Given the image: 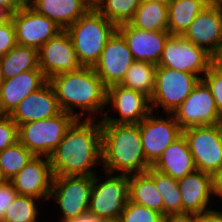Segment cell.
Masks as SVG:
<instances>
[{
	"label": "cell",
	"instance_id": "obj_16",
	"mask_svg": "<svg viewBox=\"0 0 222 222\" xmlns=\"http://www.w3.org/2000/svg\"><path fill=\"white\" fill-rule=\"evenodd\" d=\"M134 61L125 39L116 30L108 39L93 68L108 88L123 81L127 70Z\"/></svg>",
	"mask_w": 222,
	"mask_h": 222
},
{
	"label": "cell",
	"instance_id": "obj_22",
	"mask_svg": "<svg viewBox=\"0 0 222 222\" xmlns=\"http://www.w3.org/2000/svg\"><path fill=\"white\" fill-rule=\"evenodd\" d=\"M47 78L42 70L24 71L0 86V115H10L19 103L32 92L40 89Z\"/></svg>",
	"mask_w": 222,
	"mask_h": 222
},
{
	"label": "cell",
	"instance_id": "obj_14",
	"mask_svg": "<svg viewBox=\"0 0 222 222\" xmlns=\"http://www.w3.org/2000/svg\"><path fill=\"white\" fill-rule=\"evenodd\" d=\"M15 26L17 45L39 49L62 29L48 17L39 14L28 4L9 15Z\"/></svg>",
	"mask_w": 222,
	"mask_h": 222
},
{
	"label": "cell",
	"instance_id": "obj_28",
	"mask_svg": "<svg viewBox=\"0 0 222 222\" xmlns=\"http://www.w3.org/2000/svg\"><path fill=\"white\" fill-rule=\"evenodd\" d=\"M130 23L147 31L167 30L168 6L159 2H141Z\"/></svg>",
	"mask_w": 222,
	"mask_h": 222
},
{
	"label": "cell",
	"instance_id": "obj_25",
	"mask_svg": "<svg viewBox=\"0 0 222 222\" xmlns=\"http://www.w3.org/2000/svg\"><path fill=\"white\" fill-rule=\"evenodd\" d=\"M129 200L153 209L164 216L162 196L157 190L154 180L146 172L129 175Z\"/></svg>",
	"mask_w": 222,
	"mask_h": 222
},
{
	"label": "cell",
	"instance_id": "obj_7",
	"mask_svg": "<svg viewBox=\"0 0 222 222\" xmlns=\"http://www.w3.org/2000/svg\"><path fill=\"white\" fill-rule=\"evenodd\" d=\"M199 81L200 78L191 72L157 65L155 90L150 98L151 110L158 113H174Z\"/></svg>",
	"mask_w": 222,
	"mask_h": 222
},
{
	"label": "cell",
	"instance_id": "obj_13",
	"mask_svg": "<svg viewBox=\"0 0 222 222\" xmlns=\"http://www.w3.org/2000/svg\"><path fill=\"white\" fill-rule=\"evenodd\" d=\"M158 66L191 72L202 79L210 69V53L183 36L171 35L165 43Z\"/></svg>",
	"mask_w": 222,
	"mask_h": 222
},
{
	"label": "cell",
	"instance_id": "obj_33",
	"mask_svg": "<svg viewBox=\"0 0 222 222\" xmlns=\"http://www.w3.org/2000/svg\"><path fill=\"white\" fill-rule=\"evenodd\" d=\"M140 3L141 0H101L96 9L118 26L134 18Z\"/></svg>",
	"mask_w": 222,
	"mask_h": 222
},
{
	"label": "cell",
	"instance_id": "obj_38",
	"mask_svg": "<svg viewBox=\"0 0 222 222\" xmlns=\"http://www.w3.org/2000/svg\"><path fill=\"white\" fill-rule=\"evenodd\" d=\"M16 195L17 191L10 181H4L0 185V221L4 217L7 208L12 204Z\"/></svg>",
	"mask_w": 222,
	"mask_h": 222
},
{
	"label": "cell",
	"instance_id": "obj_39",
	"mask_svg": "<svg viewBox=\"0 0 222 222\" xmlns=\"http://www.w3.org/2000/svg\"><path fill=\"white\" fill-rule=\"evenodd\" d=\"M212 187H213V200H214V205H215L214 207L220 208L221 206L222 208V169H220L219 171L215 172L212 175ZM215 200H216V203H215Z\"/></svg>",
	"mask_w": 222,
	"mask_h": 222
},
{
	"label": "cell",
	"instance_id": "obj_52",
	"mask_svg": "<svg viewBox=\"0 0 222 222\" xmlns=\"http://www.w3.org/2000/svg\"><path fill=\"white\" fill-rule=\"evenodd\" d=\"M5 180L2 178L1 174H0V185L4 182Z\"/></svg>",
	"mask_w": 222,
	"mask_h": 222
},
{
	"label": "cell",
	"instance_id": "obj_12",
	"mask_svg": "<svg viewBox=\"0 0 222 222\" xmlns=\"http://www.w3.org/2000/svg\"><path fill=\"white\" fill-rule=\"evenodd\" d=\"M173 115L182 130L222 123L212 92L203 79H200Z\"/></svg>",
	"mask_w": 222,
	"mask_h": 222
},
{
	"label": "cell",
	"instance_id": "obj_23",
	"mask_svg": "<svg viewBox=\"0 0 222 222\" xmlns=\"http://www.w3.org/2000/svg\"><path fill=\"white\" fill-rule=\"evenodd\" d=\"M151 167L177 180L194 172L196 167L184 135L169 145Z\"/></svg>",
	"mask_w": 222,
	"mask_h": 222
},
{
	"label": "cell",
	"instance_id": "obj_20",
	"mask_svg": "<svg viewBox=\"0 0 222 222\" xmlns=\"http://www.w3.org/2000/svg\"><path fill=\"white\" fill-rule=\"evenodd\" d=\"M177 183L182 198V213L202 214L215 208L213 207L211 174L195 170L185 177L178 179Z\"/></svg>",
	"mask_w": 222,
	"mask_h": 222
},
{
	"label": "cell",
	"instance_id": "obj_27",
	"mask_svg": "<svg viewBox=\"0 0 222 222\" xmlns=\"http://www.w3.org/2000/svg\"><path fill=\"white\" fill-rule=\"evenodd\" d=\"M4 79H10L24 71L39 68L38 49L16 45L1 58Z\"/></svg>",
	"mask_w": 222,
	"mask_h": 222
},
{
	"label": "cell",
	"instance_id": "obj_47",
	"mask_svg": "<svg viewBox=\"0 0 222 222\" xmlns=\"http://www.w3.org/2000/svg\"><path fill=\"white\" fill-rule=\"evenodd\" d=\"M172 0H141V2H159V3H163L165 5H169V3L171 2Z\"/></svg>",
	"mask_w": 222,
	"mask_h": 222
},
{
	"label": "cell",
	"instance_id": "obj_37",
	"mask_svg": "<svg viewBox=\"0 0 222 222\" xmlns=\"http://www.w3.org/2000/svg\"><path fill=\"white\" fill-rule=\"evenodd\" d=\"M202 79L209 86L215 99L218 112L222 118V76L215 74L211 69H209Z\"/></svg>",
	"mask_w": 222,
	"mask_h": 222
},
{
	"label": "cell",
	"instance_id": "obj_31",
	"mask_svg": "<svg viewBox=\"0 0 222 222\" xmlns=\"http://www.w3.org/2000/svg\"><path fill=\"white\" fill-rule=\"evenodd\" d=\"M39 204H38V203ZM42 204H41V203ZM44 204V201L40 199L25 196V195H16L12 204L7 208L4 217L2 218L3 222H39L43 221L41 218L40 209ZM39 206V207H38ZM41 218V219H40Z\"/></svg>",
	"mask_w": 222,
	"mask_h": 222
},
{
	"label": "cell",
	"instance_id": "obj_4",
	"mask_svg": "<svg viewBox=\"0 0 222 222\" xmlns=\"http://www.w3.org/2000/svg\"><path fill=\"white\" fill-rule=\"evenodd\" d=\"M117 26L97 9H89L65 31L70 36L77 59L83 67H94Z\"/></svg>",
	"mask_w": 222,
	"mask_h": 222
},
{
	"label": "cell",
	"instance_id": "obj_49",
	"mask_svg": "<svg viewBox=\"0 0 222 222\" xmlns=\"http://www.w3.org/2000/svg\"><path fill=\"white\" fill-rule=\"evenodd\" d=\"M4 74H3V70H2V64L0 61V86L2 85L3 81H4Z\"/></svg>",
	"mask_w": 222,
	"mask_h": 222
},
{
	"label": "cell",
	"instance_id": "obj_9",
	"mask_svg": "<svg viewBox=\"0 0 222 222\" xmlns=\"http://www.w3.org/2000/svg\"><path fill=\"white\" fill-rule=\"evenodd\" d=\"M196 170L213 175L222 169V123L182 130Z\"/></svg>",
	"mask_w": 222,
	"mask_h": 222
},
{
	"label": "cell",
	"instance_id": "obj_51",
	"mask_svg": "<svg viewBox=\"0 0 222 222\" xmlns=\"http://www.w3.org/2000/svg\"><path fill=\"white\" fill-rule=\"evenodd\" d=\"M203 2L206 6H210V0H200Z\"/></svg>",
	"mask_w": 222,
	"mask_h": 222
},
{
	"label": "cell",
	"instance_id": "obj_35",
	"mask_svg": "<svg viewBox=\"0 0 222 222\" xmlns=\"http://www.w3.org/2000/svg\"><path fill=\"white\" fill-rule=\"evenodd\" d=\"M16 142H18V125L8 115H0V152Z\"/></svg>",
	"mask_w": 222,
	"mask_h": 222
},
{
	"label": "cell",
	"instance_id": "obj_45",
	"mask_svg": "<svg viewBox=\"0 0 222 222\" xmlns=\"http://www.w3.org/2000/svg\"><path fill=\"white\" fill-rule=\"evenodd\" d=\"M81 1H83L90 9H96L101 2V0H81Z\"/></svg>",
	"mask_w": 222,
	"mask_h": 222
},
{
	"label": "cell",
	"instance_id": "obj_21",
	"mask_svg": "<svg viewBox=\"0 0 222 222\" xmlns=\"http://www.w3.org/2000/svg\"><path fill=\"white\" fill-rule=\"evenodd\" d=\"M62 112L52 85L47 81L25 97L9 117L19 126L23 123L54 117Z\"/></svg>",
	"mask_w": 222,
	"mask_h": 222
},
{
	"label": "cell",
	"instance_id": "obj_18",
	"mask_svg": "<svg viewBox=\"0 0 222 222\" xmlns=\"http://www.w3.org/2000/svg\"><path fill=\"white\" fill-rule=\"evenodd\" d=\"M135 61L158 65L165 43L171 34L168 30L147 31L134 27L130 22L117 26Z\"/></svg>",
	"mask_w": 222,
	"mask_h": 222
},
{
	"label": "cell",
	"instance_id": "obj_40",
	"mask_svg": "<svg viewBox=\"0 0 222 222\" xmlns=\"http://www.w3.org/2000/svg\"><path fill=\"white\" fill-rule=\"evenodd\" d=\"M163 222H199V214L194 213H176L167 214Z\"/></svg>",
	"mask_w": 222,
	"mask_h": 222
},
{
	"label": "cell",
	"instance_id": "obj_36",
	"mask_svg": "<svg viewBox=\"0 0 222 222\" xmlns=\"http://www.w3.org/2000/svg\"><path fill=\"white\" fill-rule=\"evenodd\" d=\"M17 45L15 26L9 16L0 23V60L12 48Z\"/></svg>",
	"mask_w": 222,
	"mask_h": 222
},
{
	"label": "cell",
	"instance_id": "obj_8",
	"mask_svg": "<svg viewBox=\"0 0 222 222\" xmlns=\"http://www.w3.org/2000/svg\"><path fill=\"white\" fill-rule=\"evenodd\" d=\"M93 176H57L53 184L49 203L58 206V221L71 222L89 209ZM55 200V201H54ZM56 203V204H55ZM58 204V205H57Z\"/></svg>",
	"mask_w": 222,
	"mask_h": 222
},
{
	"label": "cell",
	"instance_id": "obj_17",
	"mask_svg": "<svg viewBox=\"0 0 222 222\" xmlns=\"http://www.w3.org/2000/svg\"><path fill=\"white\" fill-rule=\"evenodd\" d=\"M53 178L49 157L34 156L10 182L18 195L31 196L46 203L49 202Z\"/></svg>",
	"mask_w": 222,
	"mask_h": 222
},
{
	"label": "cell",
	"instance_id": "obj_41",
	"mask_svg": "<svg viewBox=\"0 0 222 222\" xmlns=\"http://www.w3.org/2000/svg\"><path fill=\"white\" fill-rule=\"evenodd\" d=\"M27 4V0H0V7L9 15L15 13Z\"/></svg>",
	"mask_w": 222,
	"mask_h": 222
},
{
	"label": "cell",
	"instance_id": "obj_1",
	"mask_svg": "<svg viewBox=\"0 0 222 222\" xmlns=\"http://www.w3.org/2000/svg\"><path fill=\"white\" fill-rule=\"evenodd\" d=\"M49 159L54 177L99 173L98 167L102 166L101 120L77 119Z\"/></svg>",
	"mask_w": 222,
	"mask_h": 222
},
{
	"label": "cell",
	"instance_id": "obj_5",
	"mask_svg": "<svg viewBox=\"0 0 222 222\" xmlns=\"http://www.w3.org/2000/svg\"><path fill=\"white\" fill-rule=\"evenodd\" d=\"M77 119L62 111L48 119L23 123L18 126V141L35 156L49 157Z\"/></svg>",
	"mask_w": 222,
	"mask_h": 222
},
{
	"label": "cell",
	"instance_id": "obj_29",
	"mask_svg": "<svg viewBox=\"0 0 222 222\" xmlns=\"http://www.w3.org/2000/svg\"><path fill=\"white\" fill-rule=\"evenodd\" d=\"M156 67L157 65L150 62L134 61L120 84L140 92L150 99L155 90Z\"/></svg>",
	"mask_w": 222,
	"mask_h": 222
},
{
	"label": "cell",
	"instance_id": "obj_10",
	"mask_svg": "<svg viewBox=\"0 0 222 222\" xmlns=\"http://www.w3.org/2000/svg\"><path fill=\"white\" fill-rule=\"evenodd\" d=\"M106 107L101 123L139 124L152 111L147 96L121 84L107 88Z\"/></svg>",
	"mask_w": 222,
	"mask_h": 222
},
{
	"label": "cell",
	"instance_id": "obj_15",
	"mask_svg": "<svg viewBox=\"0 0 222 222\" xmlns=\"http://www.w3.org/2000/svg\"><path fill=\"white\" fill-rule=\"evenodd\" d=\"M39 68L50 78L81 68L70 36L65 30L50 38L38 49Z\"/></svg>",
	"mask_w": 222,
	"mask_h": 222
},
{
	"label": "cell",
	"instance_id": "obj_42",
	"mask_svg": "<svg viewBox=\"0 0 222 222\" xmlns=\"http://www.w3.org/2000/svg\"><path fill=\"white\" fill-rule=\"evenodd\" d=\"M210 69L222 76V47L210 54Z\"/></svg>",
	"mask_w": 222,
	"mask_h": 222
},
{
	"label": "cell",
	"instance_id": "obj_11",
	"mask_svg": "<svg viewBox=\"0 0 222 222\" xmlns=\"http://www.w3.org/2000/svg\"><path fill=\"white\" fill-rule=\"evenodd\" d=\"M139 129L144 154L151 165L159 159L169 145L182 135V129L176 122L173 113L151 111L139 123Z\"/></svg>",
	"mask_w": 222,
	"mask_h": 222
},
{
	"label": "cell",
	"instance_id": "obj_24",
	"mask_svg": "<svg viewBox=\"0 0 222 222\" xmlns=\"http://www.w3.org/2000/svg\"><path fill=\"white\" fill-rule=\"evenodd\" d=\"M27 4L53 20L62 30H66L90 9L81 0H27Z\"/></svg>",
	"mask_w": 222,
	"mask_h": 222
},
{
	"label": "cell",
	"instance_id": "obj_26",
	"mask_svg": "<svg viewBox=\"0 0 222 222\" xmlns=\"http://www.w3.org/2000/svg\"><path fill=\"white\" fill-rule=\"evenodd\" d=\"M205 6L200 0H172L168 5V32L182 36Z\"/></svg>",
	"mask_w": 222,
	"mask_h": 222
},
{
	"label": "cell",
	"instance_id": "obj_6",
	"mask_svg": "<svg viewBox=\"0 0 222 222\" xmlns=\"http://www.w3.org/2000/svg\"><path fill=\"white\" fill-rule=\"evenodd\" d=\"M101 173L105 177L93 176L88 211L102 220L118 219L129 200V175Z\"/></svg>",
	"mask_w": 222,
	"mask_h": 222
},
{
	"label": "cell",
	"instance_id": "obj_48",
	"mask_svg": "<svg viewBox=\"0 0 222 222\" xmlns=\"http://www.w3.org/2000/svg\"><path fill=\"white\" fill-rule=\"evenodd\" d=\"M210 6L222 7V0H210Z\"/></svg>",
	"mask_w": 222,
	"mask_h": 222
},
{
	"label": "cell",
	"instance_id": "obj_3",
	"mask_svg": "<svg viewBox=\"0 0 222 222\" xmlns=\"http://www.w3.org/2000/svg\"><path fill=\"white\" fill-rule=\"evenodd\" d=\"M101 127L100 171L130 175L144 173L152 166L144 154L139 124L101 123Z\"/></svg>",
	"mask_w": 222,
	"mask_h": 222
},
{
	"label": "cell",
	"instance_id": "obj_19",
	"mask_svg": "<svg viewBox=\"0 0 222 222\" xmlns=\"http://www.w3.org/2000/svg\"><path fill=\"white\" fill-rule=\"evenodd\" d=\"M210 54L222 47V7L205 6L182 35Z\"/></svg>",
	"mask_w": 222,
	"mask_h": 222
},
{
	"label": "cell",
	"instance_id": "obj_32",
	"mask_svg": "<svg viewBox=\"0 0 222 222\" xmlns=\"http://www.w3.org/2000/svg\"><path fill=\"white\" fill-rule=\"evenodd\" d=\"M30 152L19 141L0 152V174L5 181H11L33 158Z\"/></svg>",
	"mask_w": 222,
	"mask_h": 222
},
{
	"label": "cell",
	"instance_id": "obj_2",
	"mask_svg": "<svg viewBox=\"0 0 222 222\" xmlns=\"http://www.w3.org/2000/svg\"><path fill=\"white\" fill-rule=\"evenodd\" d=\"M48 82L62 111L78 119L103 118L107 108V87L93 67L82 66L78 70L56 75Z\"/></svg>",
	"mask_w": 222,
	"mask_h": 222
},
{
	"label": "cell",
	"instance_id": "obj_34",
	"mask_svg": "<svg viewBox=\"0 0 222 222\" xmlns=\"http://www.w3.org/2000/svg\"><path fill=\"white\" fill-rule=\"evenodd\" d=\"M163 218L159 212L128 200L119 219L121 222H163Z\"/></svg>",
	"mask_w": 222,
	"mask_h": 222
},
{
	"label": "cell",
	"instance_id": "obj_43",
	"mask_svg": "<svg viewBox=\"0 0 222 222\" xmlns=\"http://www.w3.org/2000/svg\"><path fill=\"white\" fill-rule=\"evenodd\" d=\"M199 222H222L221 208H212L202 214H199Z\"/></svg>",
	"mask_w": 222,
	"mask_h": 222
},
{
	"label": "cell",
	"instance_id": "obj_44",
	"mask_svg": "<svg viewBox=\"0 0 222 222\" xmlns=\"http://www.w3.org/2000/svg\"><path fill=\"white\" fill-rule=\"evenodd\" d=\"M71 222H102V219L98 218L95 214L87 211L78 216L76 219L72 220Z\"/></svg>",
	"mask_w": 222,
	"mask_h": 222
},
{
	"label": "cell",
	"instance_id": "obj_50",
	"mask_svg": "<svg viewBox=\"0 0 222 222\" xmlns=\"http://www.w3.org/2000/svg\"><path fill=\"white\" fill-rule=\"evenodd\" d=\"M102 222H121L120 219H108V220H102Z\"/></svg>",
	"mask_w": 222,
	"mask_h": 222
},
{
	"label": "cell",
	"instance_id": "obj_46",
	"mask_svg": "<svg viewBox=\"0 0 222 222\" xmlns=\"http://www.w3.org/2000/svg\"><path fill=\"white\" fill-rule=\"evenodd\" d=\"M9 17V14L0 7V23Z\"/></svg>",
	"mask_w": 222,
	"mask_h": 222
},
{
	"label": "cell",
	"instance_id": "obj_30",
	"mask_svg": "<svg viewBox=\"0 0 222 222\" xmlns=\"http://www.w3.org/2000/svg\"><path fill=\"white\" fill-rule=\"evenodd\" d=\"M146 173L154 180L155 186L162 196L164 216L167 214L182 213V198L177 179L163 174L152 167Z\"/></svg>",
	"mask_w": 222,
	"mask_h": 222
}]
</instances>
